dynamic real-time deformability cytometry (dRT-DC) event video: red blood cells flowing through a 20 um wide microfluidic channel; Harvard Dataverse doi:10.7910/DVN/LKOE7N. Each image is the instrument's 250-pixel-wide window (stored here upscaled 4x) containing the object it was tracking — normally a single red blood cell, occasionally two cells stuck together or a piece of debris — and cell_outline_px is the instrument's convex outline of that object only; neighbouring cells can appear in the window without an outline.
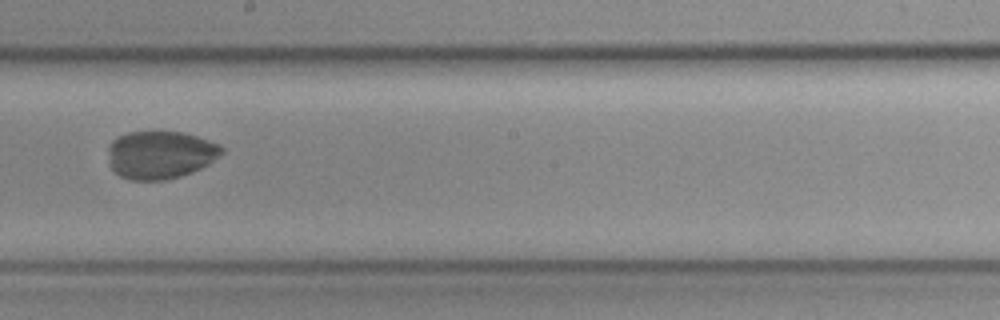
{"species": "common noctule bat (a hibernating species)", "species_latin": "Nyctalus noctula", "temperature_condition": "cold", "stored_images_in_passage": 46, "camera_frame_rate_fps": 3000, "um_per_image_px": 0.085, "animal": {"sex": "female", "body_mass_g": 19.3, "forearm_length_mm": 54.1}, "frame": {"image": 1, "passage_image": 23, "time_ms": 7.333, "image_size_px": [1000, 320], "cell_outline_px": [[224, 152], [208, 164], [192, 172], [180, 176], [164, 180], [132, 180], [120, 176], [108, 164], [108, 144], [116, 136], [128, 132], [180, 132], [196, 136], [216, 144], [224, 148]], "centroid_in_image_um": [13.57, 13.16], "position_along_channel_um": 234.6, "area_um2": 31.67}}